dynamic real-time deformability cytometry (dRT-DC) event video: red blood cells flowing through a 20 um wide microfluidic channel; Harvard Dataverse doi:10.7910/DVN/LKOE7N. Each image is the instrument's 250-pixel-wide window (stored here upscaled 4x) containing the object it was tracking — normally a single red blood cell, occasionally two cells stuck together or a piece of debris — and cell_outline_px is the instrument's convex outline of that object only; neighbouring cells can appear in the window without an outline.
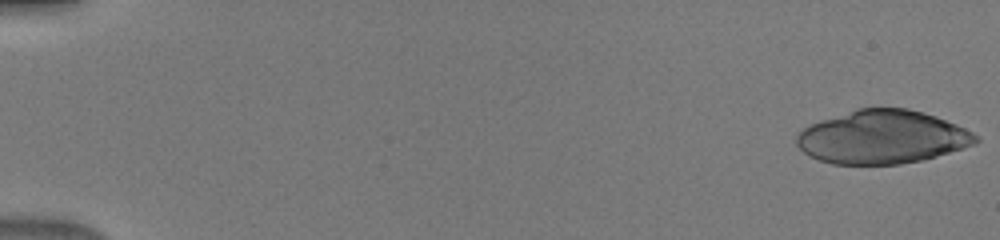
{"species": "human", "species_latin": "Homo sapiens", "temperature_condition": "warm", "stored_images_in_passage": 49, "segment_of_instrument_passage": [1, 2], "camera_frame_rate_fps": 3000, "um_per_image_px": 0.085, "donor": {"sex": "male"}, "frame": {"image": 1, "passage_image": 1, "time_ms": 0.0, "image_size_px": [1000, 240], "cell_outline_px": [[980, 140], [976, 144], [936, 156], [920, 160], [900, 164], [832, 164], [808, 156], [796, 144], [796, 136], [804, 128], [812, 124], [856, 108], [908, 108], [936, 116], [956, 124], [980, 136]], "centroid_in_image_um": [75.01, 11.65], "position_along_channel_um": 10.0, "area_um2": 55.55}}
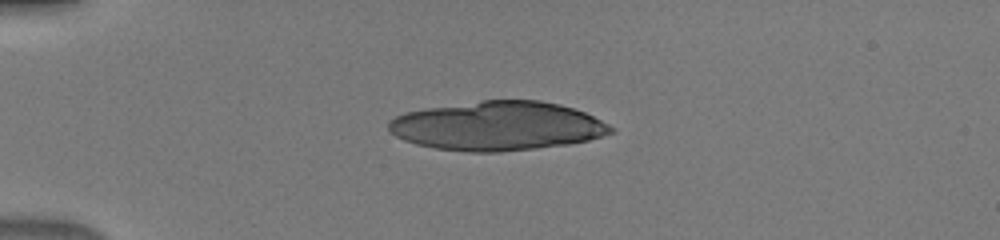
{"frame": {"image": 2, "passage_image": 13, "time_ms": 4.0, "image_size_px": [1000, 240], "cell_outline_px": [[616, 128], [612, 132], [588, 140], [568, 144], [536, 148], [500, 152], [468, 152], [436, 148], [416, 144], [404, 140], [396, 136], [388, 128], [388, 120], [396, 116], [408, 112], [424, 108], [484, 100], [540, 100], [560, 104], [584, 112]], "centroid_in_image_um": [42.27, 10.71], "position_along_channel_um": 42.7, "area_um2": 63.29}}